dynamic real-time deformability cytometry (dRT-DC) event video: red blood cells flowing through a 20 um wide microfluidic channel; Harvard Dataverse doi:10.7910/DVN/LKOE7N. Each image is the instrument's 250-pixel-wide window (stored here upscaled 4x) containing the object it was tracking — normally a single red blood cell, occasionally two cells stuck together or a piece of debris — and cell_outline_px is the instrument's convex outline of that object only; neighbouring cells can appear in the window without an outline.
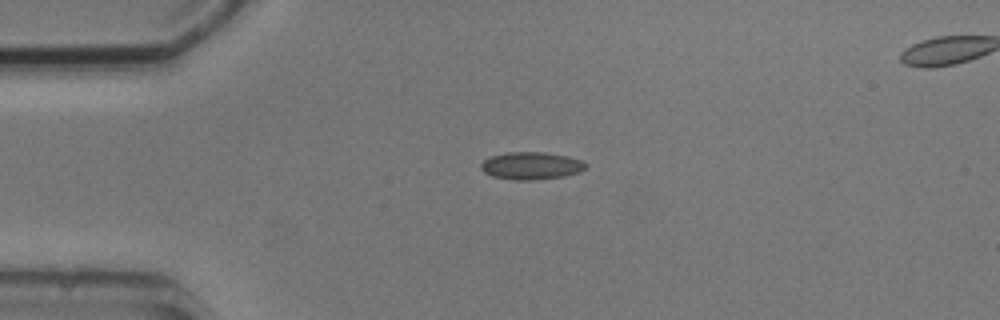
{"species": "common noctule bat (a hibernating species)", "species_latin": "Nyctalus noctula", "temperature_condition": "cold", "stored_images_in_passage": 8, "camera_frame_rate_fps": 3000, "um_per_image_px": 0.085, "animal": {"sex": "male", "body_mass_g": 20.5, "forearm_length_mm": 52.5}, "frame": {"image": 1, "passage_image": 1, "time_ms": 0.0, "image_size_px": [1000, 320], "cell_outline_px": [[588, 164], [580, 172], [564, 176], [536, 180], [512, 180], [492, 176], [484, 172], [480, 168], [480, 164], [484, 160], [492, 156], [508, 152], [544, 152], [568, 156], [580, 160]], "centroid_in_image_um": [45.14, 14.09], "position_along_channel_um": 39.9, "area_um2": 16.82}}